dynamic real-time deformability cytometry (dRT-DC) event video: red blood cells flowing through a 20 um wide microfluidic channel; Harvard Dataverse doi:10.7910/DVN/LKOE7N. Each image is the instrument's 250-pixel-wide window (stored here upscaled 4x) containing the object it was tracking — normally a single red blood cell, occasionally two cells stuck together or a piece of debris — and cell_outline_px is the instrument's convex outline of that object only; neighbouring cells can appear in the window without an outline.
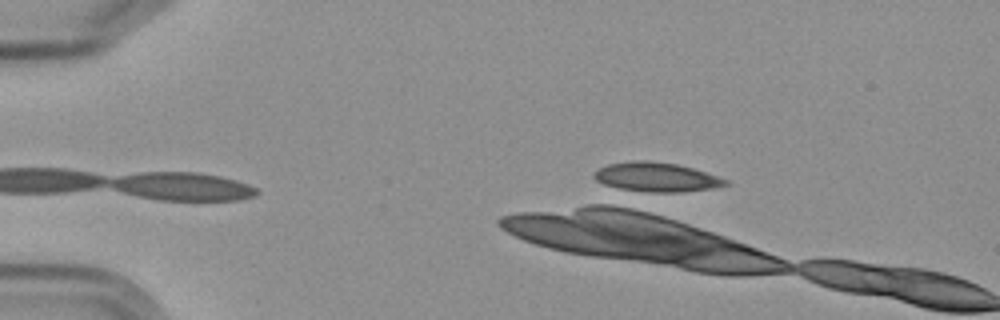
{"species": "Egyptian fruit bat (a non-hibernating species)", "species_latin": "Rousettus aegyptiacus", "temperature_condition": "cold", "stored_images_in_passage": 3, "camera_frame_rate_fps": 3000, "um_per_image_px": 0.085, "frame": {"image": 1, "passage_image": 3, "time_ms": 2.0, "image_size_px": [1000, 320], "cell_outline_px": [[732, 184], [712, 188], [680, 192], [628, 192], [612, 188], [596, 180], [592, 176], [600, 168], [608, 164], [632, 160], [648, 160], [676, 164], [692, 168], [728, 180]], "centroid_in_image_um": [55.74, 15.07], "position_along_channel_um": 29.3, "area_um2": 22.72}}